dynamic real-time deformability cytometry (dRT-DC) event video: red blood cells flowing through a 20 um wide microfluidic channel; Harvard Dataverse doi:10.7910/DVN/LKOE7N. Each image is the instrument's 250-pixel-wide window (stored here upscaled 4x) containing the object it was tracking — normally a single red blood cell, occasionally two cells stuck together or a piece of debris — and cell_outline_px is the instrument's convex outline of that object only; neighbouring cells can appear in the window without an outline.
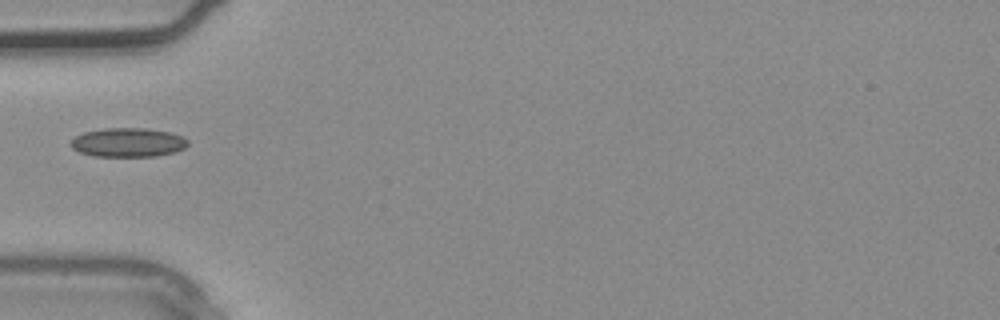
{"species": "common noctule bat (a hibernating species)", "species_latin": "Nyctalus noctula", "temperature_condition": "warm", "stored_images_in_passage": 3, "camera_frame_rate_fps": 3000, "um_per_image_px": 0.085, "animal": {"sex": "male", "body_mass_g": 20.4}, "frame": {"image": 1, "passage_image": 3, "time_ms": 0.667, "image_size_px": [1000, 320], "cell_outline_px": [[188, 144], [184, 148], [176, 152], [156, 156], [92, 156], [80, 152], [72, 148], [72, 140], [76, 136], [84, 132], [104, 128], [144, 128], [168, 132], [180, 136], [188, 140]], "centroid_in_image_um": [10.89, 12.11], "position_along_channel_um": 74.1, "area_um2": 19.65}}